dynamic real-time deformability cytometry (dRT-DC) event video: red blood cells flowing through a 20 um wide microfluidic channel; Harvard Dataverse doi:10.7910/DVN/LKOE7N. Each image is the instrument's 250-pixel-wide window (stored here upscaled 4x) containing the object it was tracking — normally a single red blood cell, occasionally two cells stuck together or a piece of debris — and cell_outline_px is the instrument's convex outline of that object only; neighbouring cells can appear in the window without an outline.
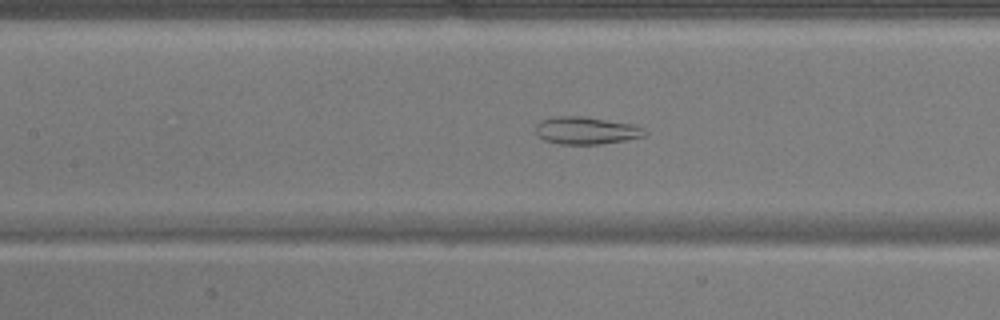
{"species": "common noctule bat (a hibernating species)", "species_latin": "Nyctalus noctula", "temperature_condition": "warm", "stored_images_in_passage": 50, "camera_frame_rate_fps": 3000, "um_per_image_px": 0.085, "animal": {"sex": "male", "body_mass_g": 17.9}, "frame": {"image": 1, "passage_image": 23, "time_ms": 7.333, "image_size_px": [1000, 320], "cell_outline_px": [[648, 132], [644, 136], [624, 140], [600, 144], [560, 144], [544, 140], [536, 132], [536, 124], [540, 120], [560, 116], [580, 116], [632, 124], [644, 128]], "centroid_in_image_um": [49.82, 11.1], "position_along_channel_um": 157.6, "area_um2": 17.22}}
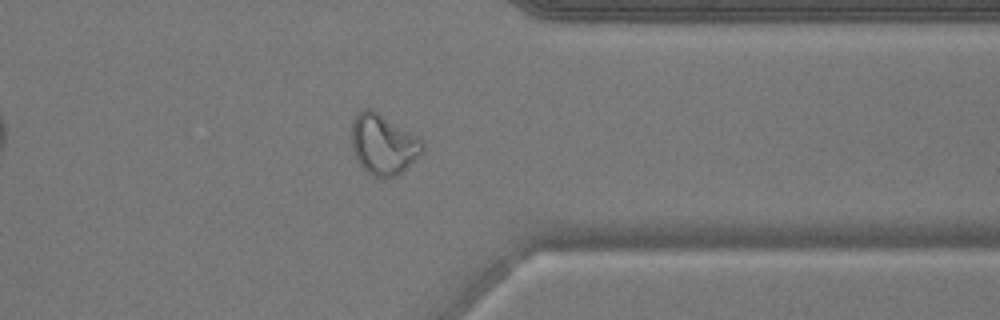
{"frame": {"image": 2, "passage_image": 40, "time_ms": 13.0, "image_size_px": [1000, 320], "cell_outline_px": [[424, 148], [400, 172], [384, 180], [372, 176], [360, 164], [352, 148], [352, 120], [356, 112], [364, 108], [368, 108], [376, 112], [416, 136], [424, 144]], "centroid_in_image_um": [32.51, 12.27], "position_along_channel_um": 378.9, "area_um2": 24.16}}
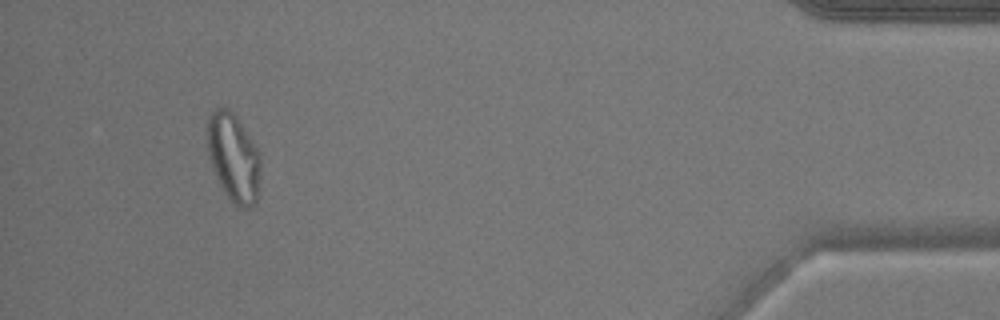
{"frame": {"image": 3, "passage_image": 47, "time_ms": 15.333, "image_size_px": [1000, 320], "cell_outline_px": [[260, 176], [256, 204], [252, 208], [240, 208], [224, 192], [216, 176], [208, 156], [208, 120], [212, 112], [216, 108], [228, 108], [236, 116], [260, 152]], "centroid_in_image_um": [19.88, 13.42], "position_along_channel_um": 415.3, "area_um2": 27.22}}